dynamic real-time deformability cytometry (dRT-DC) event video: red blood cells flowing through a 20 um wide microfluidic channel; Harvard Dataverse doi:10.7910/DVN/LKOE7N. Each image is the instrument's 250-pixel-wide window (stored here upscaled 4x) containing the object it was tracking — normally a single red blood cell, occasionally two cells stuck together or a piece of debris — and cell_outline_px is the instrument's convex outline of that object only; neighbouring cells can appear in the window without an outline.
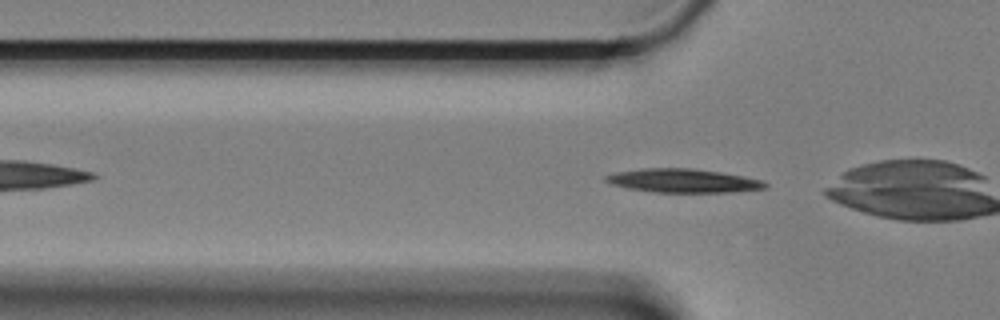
{"species": "Egyptian fruit bat (a non-hibernating species)", "species_latin": "Rousettus aegyptiacus", "temperature_condition": "cold", "stored_images_in_passage": 49, "camera_frame_rate_fps": 3000, "um_per_image_px": 0.085, "animal": {"sex": "female"}, "frame": {"image": 1, "passage_image": 7, "time_ms": 2.0, "image_size_px": [1000, 320], "cell_outline_px": [[768, 188], [736, 192], [656, 192], [628, 188], [612, 184], [604, 180], [604, 176], [616, 172], [640, 168], [692, 168], [720, 172], [744, 176], [764, 180], [768, 184]], "centroid_in_image_um": [58.11, 15.36], "position_along_channel_um": 67.7, "area_um2": 22.14}}
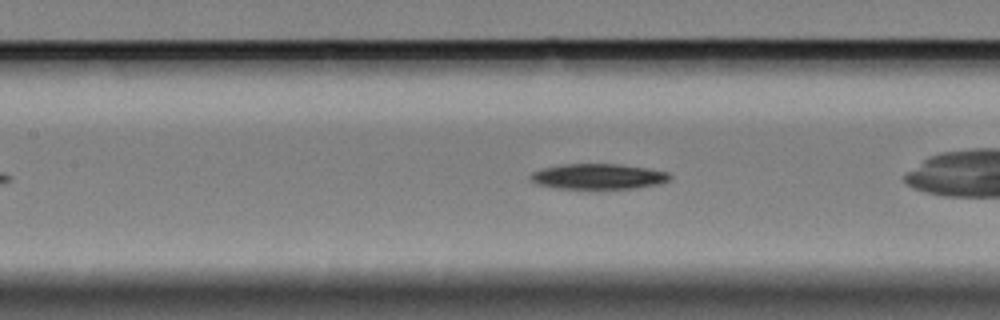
{"frame": {"image": 2, "passage_image": 15, "time_ms": 4.667, "image_size_px": [1000, 320], "cell_outline_px": [[672, 176], [668, 180], [656, 184], [636, 188], [560, 188], [536, 184], [528, 180], [528, 176], [532, 172], [544, 168], [560, 164], [616, 164], [648, 168], [668, 172]], "centroid_in_image_um": [50.8, 14.99], "position_along_channel_um": 156.6, "area_um2": 20.52}}
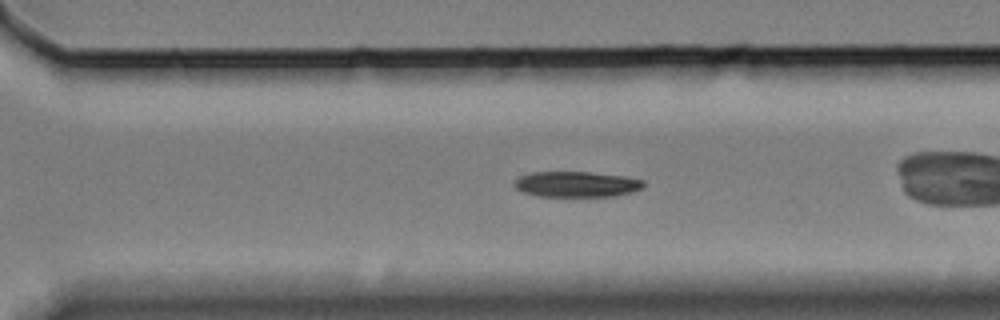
{"frame": {"image": 3, "passage_image": 30, "time_ms": 9.667, "image_size_px": [1000, 320], "cell_outline_px": [[644, 188], [632, 192], [612, 196], [540, 196], [524, 192], [516, 188], [512, 184], [520, 176], [532, 172], [588, 172], [624, 176], [644, 180]], "centroid_in_image_um": [49.02, 15.66], "position_along_channel_um": 321.6, "area_um2": 19.19}, "authors_computed_cell_mechanics": {"area_um2": 20.8658, "velocity_mm_per_s": 3.3104, "shape_relaxation_time_tau1_ms": 2.9151, "shape_relaxation_time_tau2_ms": 4.217, "deformation_change_tau1": 0.1091, "deformation_change_tau2": 0.023}}